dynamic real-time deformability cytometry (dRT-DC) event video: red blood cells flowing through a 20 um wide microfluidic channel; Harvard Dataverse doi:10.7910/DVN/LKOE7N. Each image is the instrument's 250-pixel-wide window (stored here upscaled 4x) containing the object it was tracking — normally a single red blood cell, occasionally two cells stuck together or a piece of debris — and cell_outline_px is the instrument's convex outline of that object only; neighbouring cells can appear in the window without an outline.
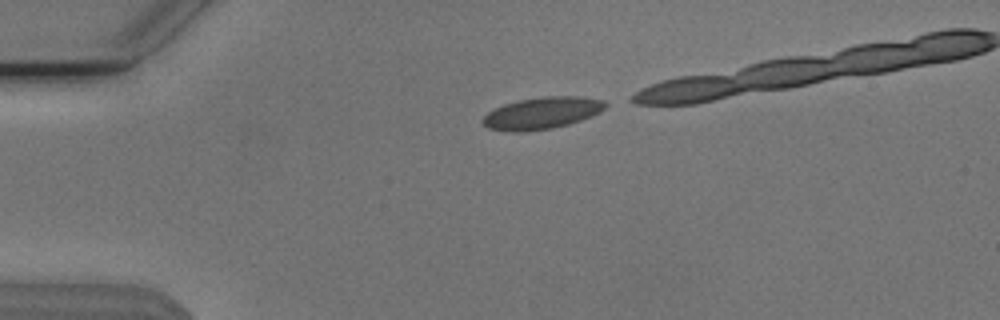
{"species": "Egyptian fruit bat (a non-hibernating species)", "species_latin": "Rousettus aegyptiacus", "temperature_condition": "cold", "stored_images_in_passage": 12, "camera_frame_rate_fps": 3000, "um_per_image_px": 0.085, "animal": {"sex": "male"}, "frame": {"image": 1, "passage_image": 1, "time_ms": 0.0, "image_size_px": [1000, 320], "cell_outline_px": [[608, 104], [600, 112], [592, 116], [568, 124], [552, 128], [524, 132], [508, 132], [488, 128], [480, 120], [488, 112], [504, 104], [516, 100], [544, 96], [580, 96], [604, 100]], "centroid_in_image_um": [46.05, 9.61], "position_along_channel_um": 38.9, "area_um2": 22.95}}